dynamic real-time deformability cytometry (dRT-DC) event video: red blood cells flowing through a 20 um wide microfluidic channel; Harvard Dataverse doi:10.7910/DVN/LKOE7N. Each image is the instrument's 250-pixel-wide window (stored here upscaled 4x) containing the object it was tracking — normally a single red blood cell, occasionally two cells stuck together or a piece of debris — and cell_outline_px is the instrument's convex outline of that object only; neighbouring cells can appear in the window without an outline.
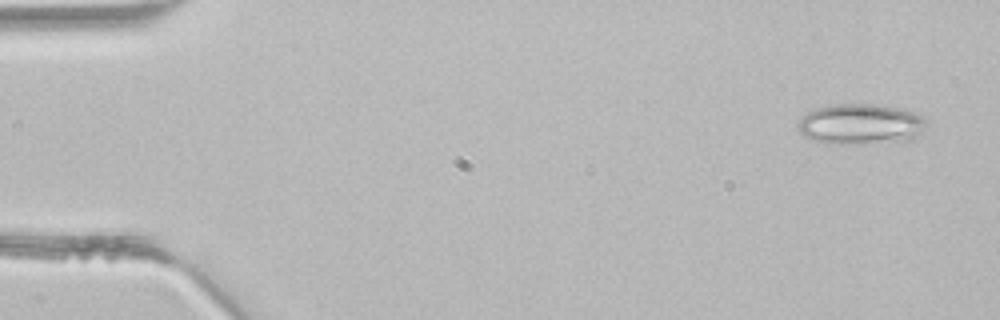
{"species": "common noctule bat (a hibernating species)", "species_latin": "Nyctalus noctula", "temperature_condition": "room temperature", "stored_images_in_passage": 3, "camera_frame_rate_fps": 3000, "um_per_image_px": 0.085, "animal": {"sex": "male", "body_mass_g": 21.5, "forearm_length_mm": 52.0}, "frame": {"image": 1, "passage_image": 1, "time_ms": 0.0, "image_size_px": [1000, 320], "cell_outline_px": [[928, 120], [924, 128], [912, 140], [848, 144], [828, 144], [804, 136], [800, 132], [800, 120], [808, 112], [816, 108], [836, 104], [872, 104], [904, 108], [924, 116]], "centroid_in_image_um": [73.21, 10.54], "position_along_channel_um": 11.8, "area_um2": 30.29}}